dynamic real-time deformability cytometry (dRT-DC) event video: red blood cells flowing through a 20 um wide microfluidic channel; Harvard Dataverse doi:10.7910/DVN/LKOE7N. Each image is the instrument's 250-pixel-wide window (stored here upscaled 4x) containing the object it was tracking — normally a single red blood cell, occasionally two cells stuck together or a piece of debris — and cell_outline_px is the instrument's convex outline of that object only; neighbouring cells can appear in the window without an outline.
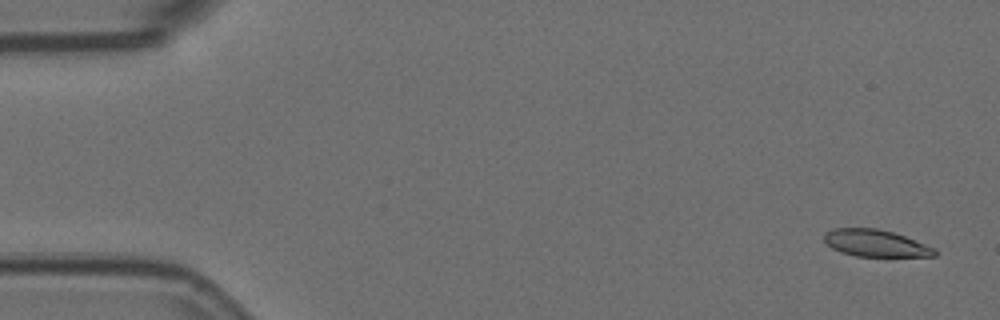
{"species": "Egyptian fruit bat (a non-hibernating species)", "species_latin": "Rousettus aegyptiacus", "temperature_condition": "room temperature", "stored_images_in_passage": 5, "camera_frame_rate_fps": 3000, "um_per_image_px": 0.085, "animal": {"sex": "female"}, "frame": {"image": 1, "passage_image": 1, "time_ms": 0.0, "image_size_px": [1000, 320], "cell_outline_px": [[936, 256], [856, 256], [840, 252], [832, 248], [824, 240], [824, 232], [832, 228], [876, 228], [892, 232], [904, 236], [936, 248]], "centroid_in_image_um": [74.4, 20.66], "position_along_channel_um": 10.6, "area_um2": 17.28}}
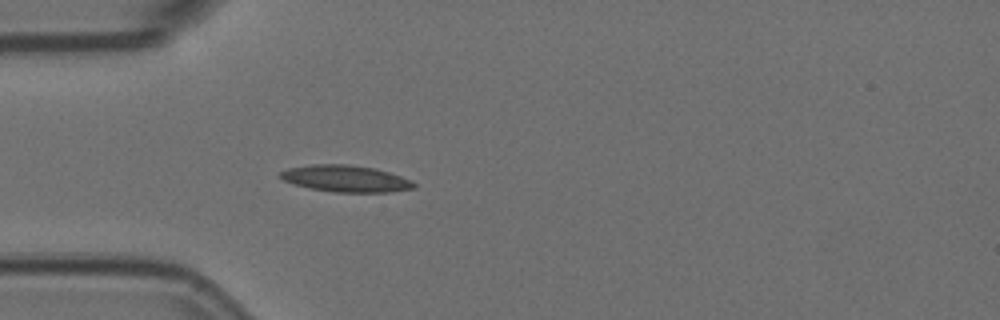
{"frame": {"image": 2, "passage_image": 5, "time_ms": 1.333, "image_size_px": [1000, 320], "cell_outline_px": [[416, 188], [388, 192], [332, 192], [308, 188], [292, 184], [284, 180], [280, 176], [280, 172], [288, 168], [312, 164], [348, 164], [376, 168], [412, 180], [416, 184]], "centroid_in_image_um": [29.39, 15.18], "position_along_channel_um": 55.6, "area_um2": 20.87}}